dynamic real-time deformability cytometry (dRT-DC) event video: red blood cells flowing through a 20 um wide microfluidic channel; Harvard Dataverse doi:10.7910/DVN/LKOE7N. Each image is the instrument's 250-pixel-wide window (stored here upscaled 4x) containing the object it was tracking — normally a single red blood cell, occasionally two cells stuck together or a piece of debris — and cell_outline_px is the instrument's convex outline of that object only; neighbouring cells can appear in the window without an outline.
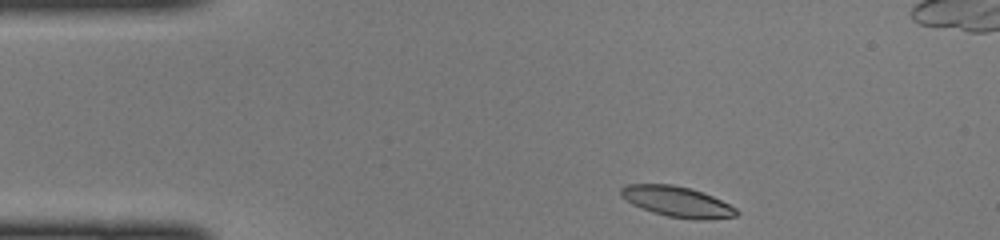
{"species": "common noctule bat (a hibernating species)", "species_latin": "Nyctalus noctula", "temperature_condition": "cold", "stored_images_in_passage": 41, "camera_frame_rate_fps": 3000, "um_per_image_px": 0.085, "animal": {"sex": "female", "body_mass_g": 22.0, "forearm_length_mm": 56.7}, "frame": {"image": 1, "passage_image": 1, "time_ms": 0.0, "image_size_px": [1000, 240], "cell_outline_px": [[740, 212], [736, 216], [704, 220], [692, 220], [668, 216], [652, 212], [632, 204], [620, 196], [620, 188], [624, 184], [672, 184], [692, 188], [712, 196], [736, 208]], "centroid_in_image_um": [57.54, 17.14], "position_along_channel_um": 27.5, "area_um2": 20.69}}
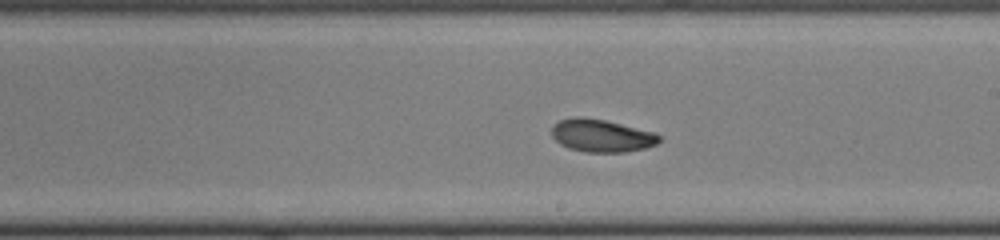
{"frame": {"image": 2, "passage_image": 20, "time_ms": 6.333, "image_size_px": [1000, 240], "cell_outline_px": [[660, 140], [656, 144], [644, 148], [624, 152], [584, 152], [568, 148], [560, 144], [552, 136], [552, 124], [560, 120], [572, 116], [580, 116], [604, 120], [656, 132], [660, 136]], "centroid_in_image_um": [51.1, 11.52], "position_along_channel_um": 237.9, "area_um2": 20.58}}
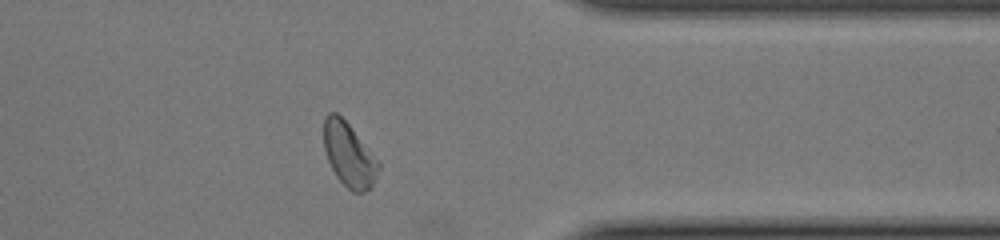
{"frame": {"image": 3, "passage_image": 31, "time_ms": 10.0, "image_size_px": [1000, 240], "cell_outline_px": [[380, 168], [376, 180], [372, 188], [364, 192], [352, 192], [336, 176], [328, 160], [324, 148], [324, 116], [328, 112], [336, 112], [348, 124], [380, 160]], "centroid_in_image_um": [29.7, 13.17], "position_along_channel_um": 381.7, "area_um2": 20.58}}